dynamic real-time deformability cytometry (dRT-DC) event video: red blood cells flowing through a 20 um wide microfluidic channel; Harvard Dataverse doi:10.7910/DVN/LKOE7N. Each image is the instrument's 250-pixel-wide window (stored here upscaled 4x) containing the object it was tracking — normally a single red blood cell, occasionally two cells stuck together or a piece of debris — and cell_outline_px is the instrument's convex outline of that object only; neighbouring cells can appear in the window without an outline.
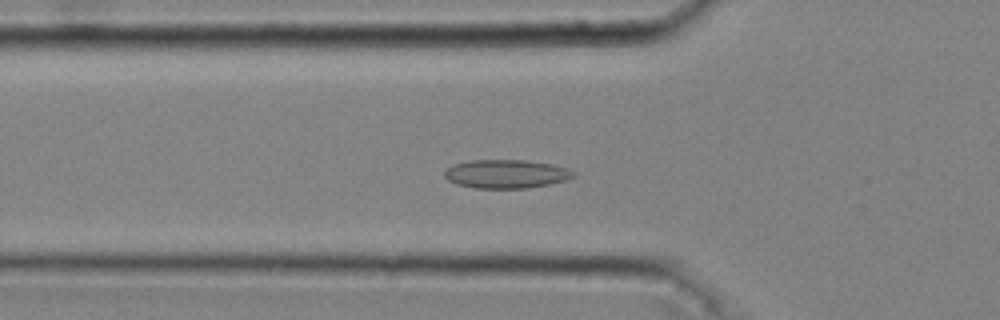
{"species": "common noctule bat (a hibernating species)", "species_latin": "Nyctalus noctula", "temperature_condition": "cold", "stored_images_in_passage": 36, "camera_frame_rate_fps": 3000, "um_per_image_px": 0.085, "animal": {"sex": "male", "body_mass_g": 20.4}, "frame": {"image": 1, "passage_image": 5, "time_ms": 1.333, "image_size_px": [1000, 320], "cell_outline_px": [[576, 176], [564, 180], [548, 184], [528, 188], [476, 188], [456, 184], [448, 180], [444, 176], [444, 172], [452, 164], [468, 160], [524, 160], [552, 164], [568, 168], [576, 172]], "centroid_in_image_um": [43.02, 14.78], "position_along_channel_um": 82.8, "area_um2": 21.56}}
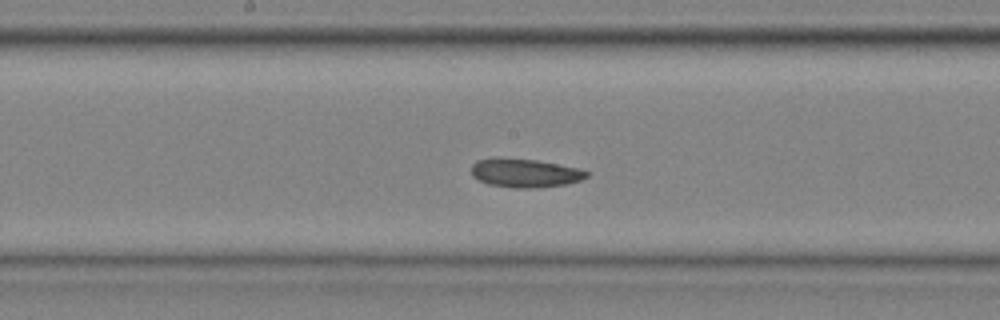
{"frame": {"image": 2, "passage_image": 14, "time_ms": 4.333, "image_size_px": [1000, 320], "cell_outline_px": [[588, 176], [580, 180], [568, 184], [536, 188], [516, 188], [488, 184], [472, 176], [472, 164], [476, 160], [492, 156], [496, 156], [536, 160], [576, 168], [588, 172]], "centroid_in_image_um": [44.56, 14.69], "position_along_channel_um": 203.6, "area_um2": 19.42}}
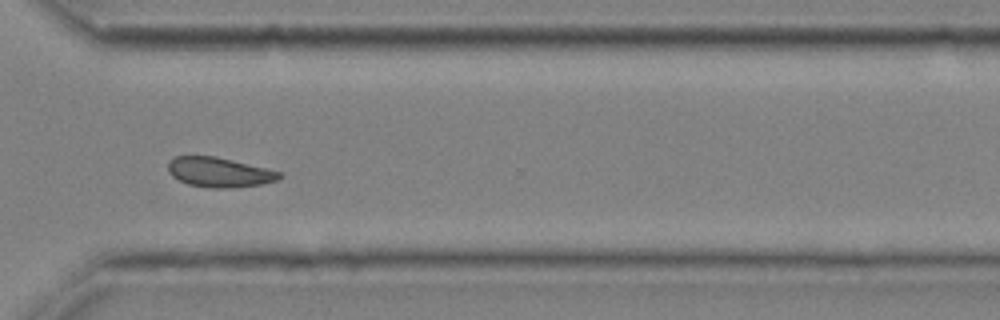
{"frame": {"image": 3, "passage_image": 25, "time_ms": 8.0, "image_size_px": [1000, 320], "cell_outline_px": [[284, 176], [280, 180], [260, 184], [224, 188], [208, 188], [188, 184], [172, 176], [168, 172], [168, 160], [176, 156], [216, 156], [268, 168], [280, 172]], "centroid_in_image_um": [18.65, 14.63], "position_along_channel_um": 352.0, "area_um2": 19.42}}